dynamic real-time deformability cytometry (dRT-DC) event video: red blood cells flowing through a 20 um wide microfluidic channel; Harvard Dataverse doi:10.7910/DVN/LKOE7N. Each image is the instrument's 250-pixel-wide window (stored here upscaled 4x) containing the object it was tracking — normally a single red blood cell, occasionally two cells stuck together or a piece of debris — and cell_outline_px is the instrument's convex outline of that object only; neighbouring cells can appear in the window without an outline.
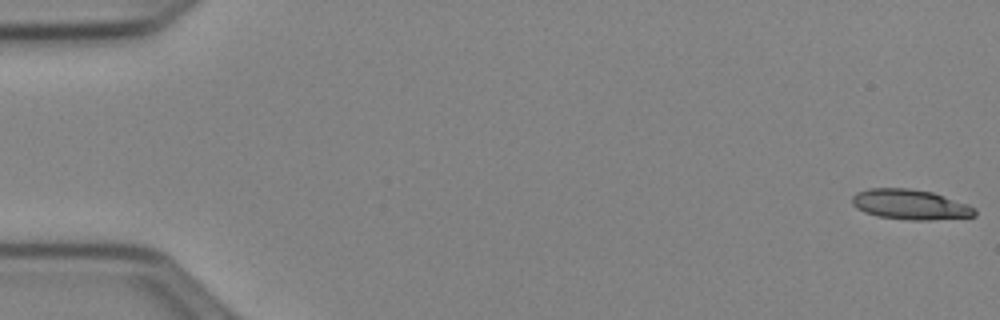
{"species": "Egyptian fruit bat (a non-hibernating species)", "species_latin": "Rousettus aegyptiacus", "temperature_condition": "cold", "stored_images_in_passage": 53, "segment_of_instrument_passage": [1, 2], "camera_frame_rate_fps": 3000, "um_per_image_px": 0.085, "animal": {"sex": "female"}, "frame": {"image": 1, "passage_image": 1, "time_ms": 0.0, "image_size_px": [1000, 320], "cell_outline_px": [[976, 216], [932, 220], [908, 220], [876, 216], [864, 212], [856, 208], [852, 204], [852, 196], [856, 192], [868, 188], [908, 188], [932, 192], [968, 204], [976, 208]], "centroid_in_image_um": [77.35, 17.38], "position_along_channel_um": 7.6, "area_um2": 21.73}}
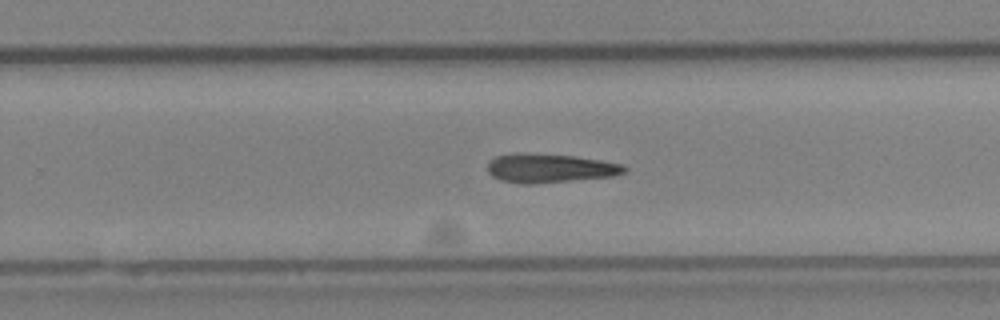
{"frame": {"image": 2, "passage_image": 34, "time_ms": 11.0, "image_size_px": [1000, 320], "cell_outline_px": [[628, 172], [612, 176], [532, 184], [524, 184], [500, 180], [492, 176], [488, 172], [488, 160], [496, 156], [516, 152], [572, 156], [600, 160], [624, 164], [628, 168]], "centroid_in_image_um": [46.72, 14.29], "position_along_channel_um": 283.1, "area_um2": 23.12}}
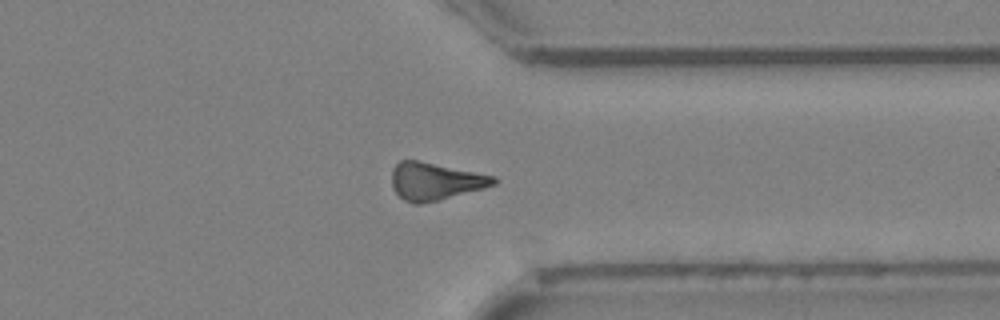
{"frame": {"image": 3, "passage_image": 41, "time_ms": 13.333, "image_size_px": [1000, 320], "cell_outline_px": [[496, 184], [484, 188], [420, 204], [412, 204], [404, 200], [392, 188], [392, 168], [400, 160], [416, 160], [496, 176]], "centroid_in_image_um": [36.96, 15.4], "position_along_channel_um": 374.4, "area_um2": 21.96}}